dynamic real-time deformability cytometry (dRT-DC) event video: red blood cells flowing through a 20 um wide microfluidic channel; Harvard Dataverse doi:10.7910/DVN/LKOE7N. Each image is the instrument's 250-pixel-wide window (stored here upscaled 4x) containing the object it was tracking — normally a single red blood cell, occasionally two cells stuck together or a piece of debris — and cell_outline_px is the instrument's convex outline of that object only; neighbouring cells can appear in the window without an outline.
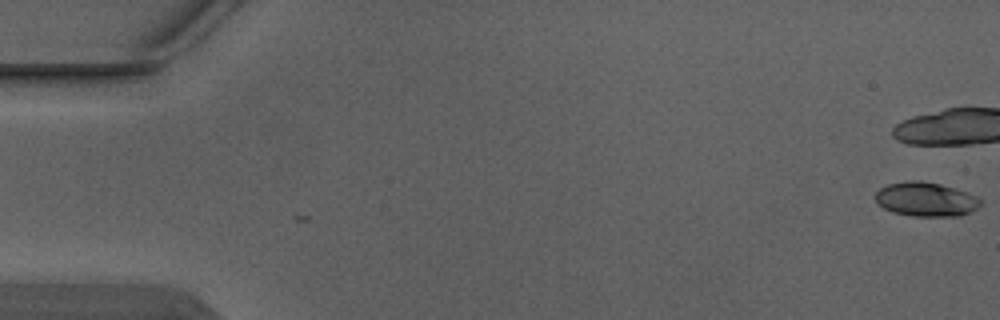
{"species": "Egyptian fruit bat (a non-hibernating species)", "species_latin": "Rousettus aegyptiacus", "temperature_condition": "warm", "stored_images_in_passage": 2, "camera_frame_rate_fps": 3000, "um_per_image_px": 0.085, "animal": {"sex": "male"}, "frame": {"image": 1, "passage_image": 2, "time_ms": 0.333, "image_size_px": [1000, 320], "cell_outline_px": [[984, 200], [976, 208], [960, 216], [912, 216], [892, 212], [884, 208], [876, 200], [876, 192], [880, 188], [888, 184], [908, 180], [920, 180], [940, 184], [968, 192]], "centroid_in_image_um": [78.71, 16.93], "position_along_channel_um": 6.3, "area_um2": 20.92}}